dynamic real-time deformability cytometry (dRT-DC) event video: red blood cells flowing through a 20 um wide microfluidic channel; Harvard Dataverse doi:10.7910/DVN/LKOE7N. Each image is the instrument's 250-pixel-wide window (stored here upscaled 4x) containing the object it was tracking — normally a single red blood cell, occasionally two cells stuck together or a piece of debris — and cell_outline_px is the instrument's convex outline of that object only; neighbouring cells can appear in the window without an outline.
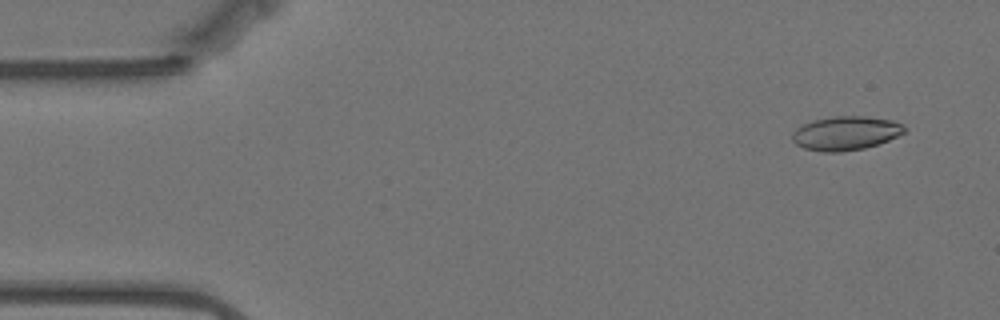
{"species": "Egyptian fruit bat (a non-hibernating species)", "species_latin": "Rousettus aegyptiacus", "temperature_condition": "warm", "stored_images_in_passage": 14, "camera_frame_rate_fps": 3000, "um_per_image_px": 0.085, "animal": {"sex": "female"}, "frame": {"image": 1, "passage_image": 4, "time_ms": 1.0, "image_size_px": [1000, 320], "cell_outline_px": [[904, 132], [888, 140], [864, 148], [840, 152], [824, 152], [804, 148], [796, 144], [792, 140], [792, 132], [796, 128], [812, 120], [836, 116], [864, 116], [892, 120], [904, 124]], "centroid_in_image_um": [71.86, 11.32], "position_along_channel_um": 13.1, "area_um2": 22.02}}